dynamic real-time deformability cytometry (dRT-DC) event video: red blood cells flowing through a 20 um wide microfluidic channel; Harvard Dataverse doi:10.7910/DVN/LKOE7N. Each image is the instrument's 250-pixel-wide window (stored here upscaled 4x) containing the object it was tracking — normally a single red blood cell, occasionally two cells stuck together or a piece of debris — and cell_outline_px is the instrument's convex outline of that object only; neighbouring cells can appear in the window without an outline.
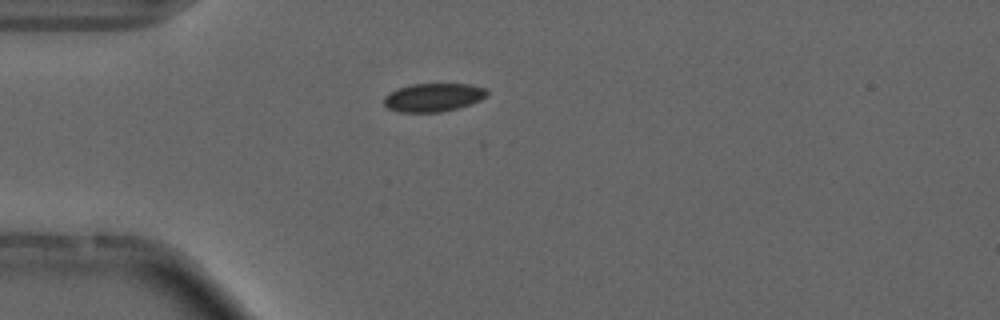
{"species": "common noctule bat (a hibernating species)", "species_latin": "Nyctalus noctula", "temperature_condition": "cold", "stored_images_in_passage": 4, "camera_frame_rate_fps": 3000, "um_per_image_px": 0.085, "animal": {"sex": "male", "forearm_length_mm": 52.5}, "frame": {"image": 1, "passage_image": 1, "time_ms": 0.0, "image_size_px": [1000, 320], "cell_outline_px": [[488, 96], [480, 100], [456, 108], [440, 112], [396, 112], [388, 108], [384, 104], [384, 96], [396, 88], [412, 84], [468, 84], [484, 88], [488, 92]], "centroid_in_image_um": [36.79, 8.28], "position_along_channel_um": 48.2, "area_um2": 16.99}}